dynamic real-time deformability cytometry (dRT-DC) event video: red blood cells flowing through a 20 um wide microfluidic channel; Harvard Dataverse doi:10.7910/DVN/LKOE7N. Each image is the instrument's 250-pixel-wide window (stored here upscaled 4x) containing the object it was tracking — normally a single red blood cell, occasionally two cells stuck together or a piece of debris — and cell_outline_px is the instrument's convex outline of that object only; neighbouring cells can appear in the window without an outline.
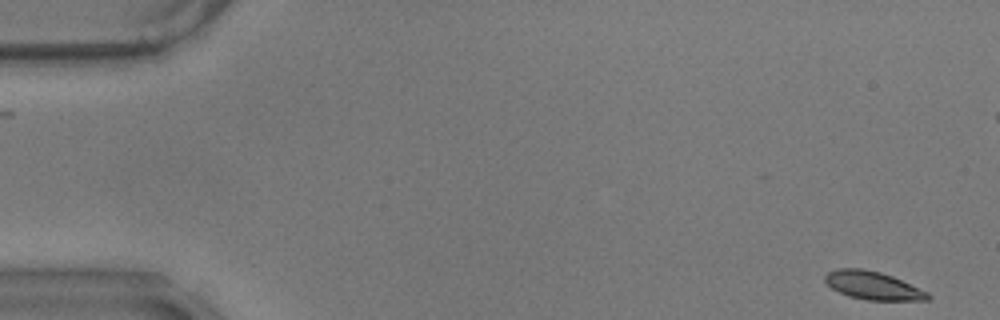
{"species": "common noctule bat (a hibernating species)", "species_latin": "Nyctalus noctula", "temperature_condition": "warm", "stored_images_in_passage": 49, "camera_frame_rate_fps": 3000, "um_per_image_px": 0.085, "animal": {"sex": "male", "body_mass_g": 17.9}, "frame": {"image": 1, "passage_image": 1, "time_ms": 0.0, "image_size_px": [1000, 320], "cell_outline_px": [[932, 296], [928, 300], [868, 300], [848, 296], [832, 288], [824, 280], [824, 276], [828, 272], [836, 268], [864, 268], [880, 272], [892, 276], [928, 292]], "centroid_in_image_um": [74.19, 24.26], "position_along_channel_um": 10.8, "area_um2": 16.82}}
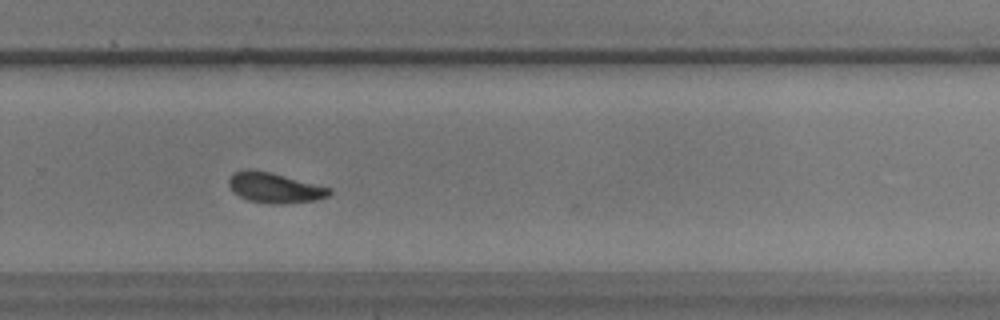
{"frame": {"image": 2, "passage_image": 38, "time_ms": 12.333, "image_size_px": [1000, 320], "cell_outline_px": [[332, 192], [328, 196], [316, 200], [284, 204], [268, 204], [248, 200], [240, 196], [228, 184], [228, 180], [232, 172], [248, 168], [272, 172], [332, 188]], "centroid_in_image_um": [23.36, 15.95], "position_along_channel_um": 306.4, "area_um2": 17.92}}
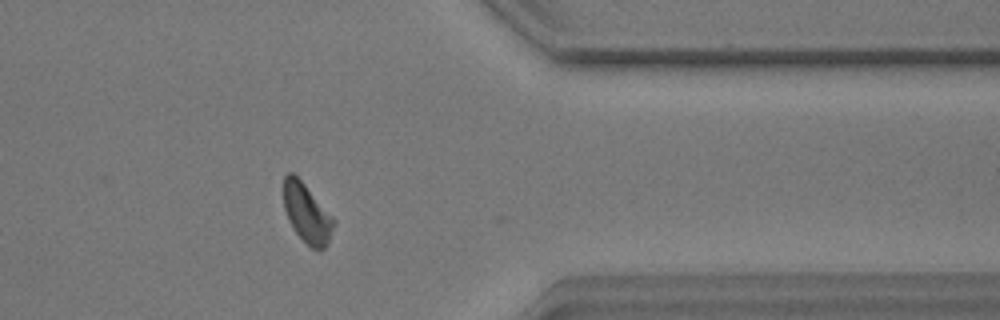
{"frame": {"image": 3, "passage_image": 46, "time_ms": 15.0, "image_size_px": [1000, 320], "cell_outline_px": [[336, 220], [328, 244], [324, 248], [312, 248], [296, 232], [288, 220], [284, 208], [284, 176], [288, 172], [292, 172], [304, 184]], "centroid_in_image_um": [26.09, 18.12], "position_along_channel_um": 385.3, "area_um2": 16.88}, "authors_computed_cell_mechanics": {"area_um2": 17.4556, "velocity_mm_per_s": 3.4674, "shape_relaxation_time_tau1_ms": 3.9312, "shape_relaxation_time_tau2_ms": 2.9705, "deformation_change_tau1": 0.1307, "deformation_change_tau2": 0.0846}}